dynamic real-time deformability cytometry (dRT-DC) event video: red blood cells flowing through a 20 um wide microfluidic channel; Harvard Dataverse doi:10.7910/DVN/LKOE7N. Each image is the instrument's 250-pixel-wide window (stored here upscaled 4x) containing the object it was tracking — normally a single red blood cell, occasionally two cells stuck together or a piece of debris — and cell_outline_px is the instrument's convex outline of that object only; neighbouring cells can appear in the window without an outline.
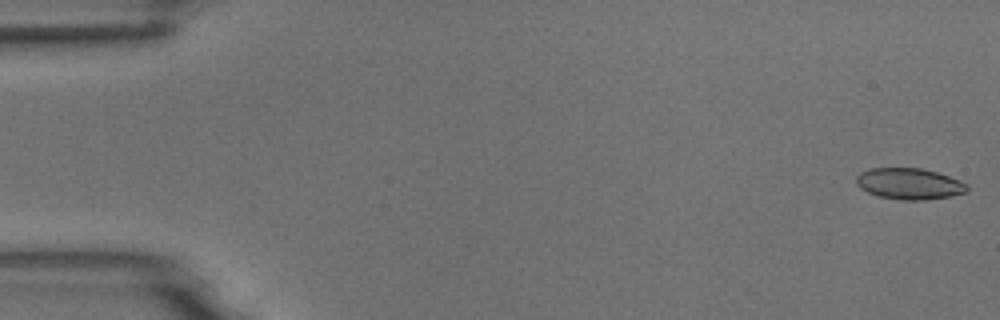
{"species": "common noctule bat (a hibernating species)", "species_latin": "Nyctalus noctula", "temperature_condition": "room temperature", "stored_images_in_passage": 12, "camera_frame_rate_fps": 3000, "um_per_image_px": 0.085, "animal": {"sex": "male", "body_mass_g": 18.8}, "frame": {"image": 1, "passage_image": 1, "time_ms": 0.0, "image_size_px": [1000, 320], "cell_outline_px": [[968, 192], [952, 196], [924, 200], [900, 200], [880, 196], [868, 192], [860, 188], [856, 184], [856, 176], [860, 172], [868, 168], [924, 168], [960, 180], [968, 184]], "centroid_in_image_um": [77.3, 15.62], "position_along_channel_um": 7.7, "area_um2": 20.35}}